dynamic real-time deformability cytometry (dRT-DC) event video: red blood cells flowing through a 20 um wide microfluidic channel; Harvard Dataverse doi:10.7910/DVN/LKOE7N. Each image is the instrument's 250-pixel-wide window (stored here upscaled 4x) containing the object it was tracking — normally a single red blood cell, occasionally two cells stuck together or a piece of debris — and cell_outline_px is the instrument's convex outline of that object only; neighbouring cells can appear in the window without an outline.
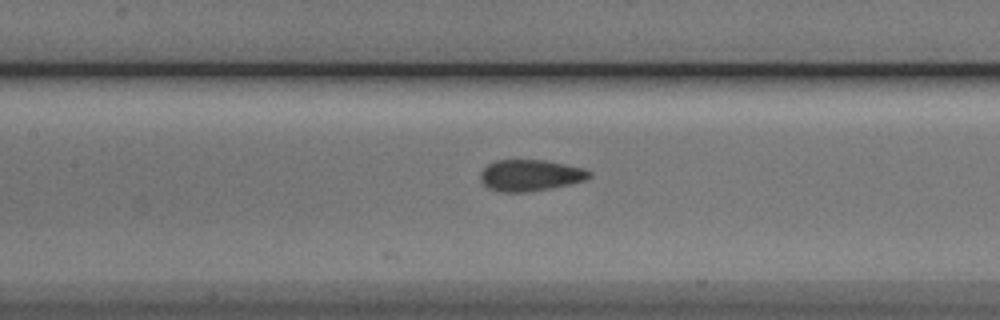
{"species": "Egyptian fruit bat (a non-hibernating species)", "species_latin": "Rousettus aegyptiacus", "temperature_condition": "cold", "stored_images_in_passage": 23, "camera_frame_rate_fps": 3000, "um_per_image_px": 0.085, "animal": {"sex": "male"}, "frame": {"image": 1, "passage_image": 11, "time_ms": 3.333, "image_size_px": [1000, 320], "cell_outline_px": [[592, 176], [584, 180], [572, 184], [552, 188], [528, 192], [496, 192], [488, 188], [480, 180], [480, 172], [488, 164], [496, 160], [544, 160], [584, 168], [592, 172]], "centroid_in_image_um": [45.07, 14.91], "position_along_channel_um": 162.3, "area_um2": 20.11}}
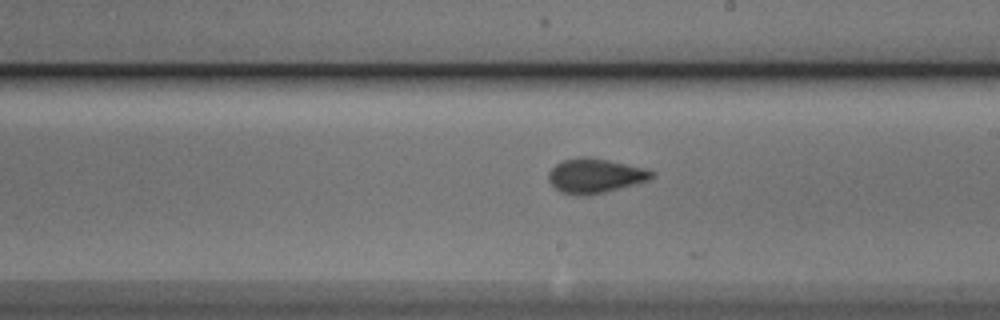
{"frame": {"image": 2, "passage_image": 17, "time_ms": 5.333, "image_size_px": [1000, 320], "cell_outline_px": [[652, 176], [648, 180], [604, 192], [584, 196], [580, 196], [560, 192], [548, 180], [548, 172], [556, 164], [564, 160], [580, 156], [604, 160], [644, 168], [652, 172]], "centroid_in_image_um": [50.51, 14.95], "position_along_channel_um": 238.5, "area_um2": 20.17}}
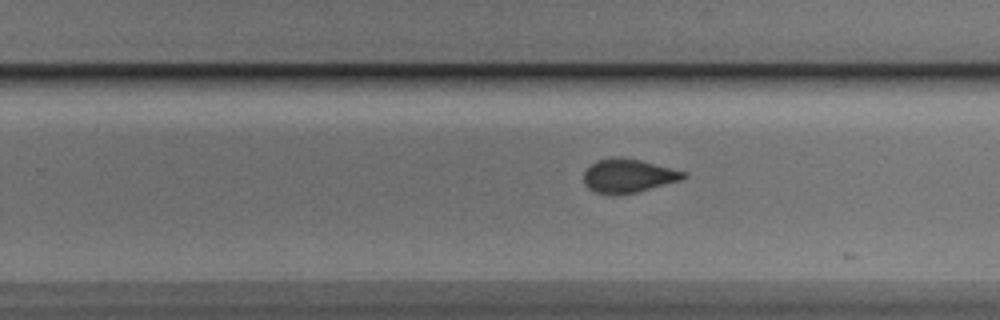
{"frame": {"image": 3, "passage_image": 20, "time_ms": 6.333, "image_size_px": [1000, 320], "cell_outline_px": [[684, 176], [680, 180], [636, 192], [596, 192], [588, 188], [584, 184], [584, 172], [592, 164], [600, 160], [640, 160], [684, 172]], "centroid_in_image_um": [53.39, 14.96], "position_along_channel_um": 276.4, "area_um2": 18.03}}